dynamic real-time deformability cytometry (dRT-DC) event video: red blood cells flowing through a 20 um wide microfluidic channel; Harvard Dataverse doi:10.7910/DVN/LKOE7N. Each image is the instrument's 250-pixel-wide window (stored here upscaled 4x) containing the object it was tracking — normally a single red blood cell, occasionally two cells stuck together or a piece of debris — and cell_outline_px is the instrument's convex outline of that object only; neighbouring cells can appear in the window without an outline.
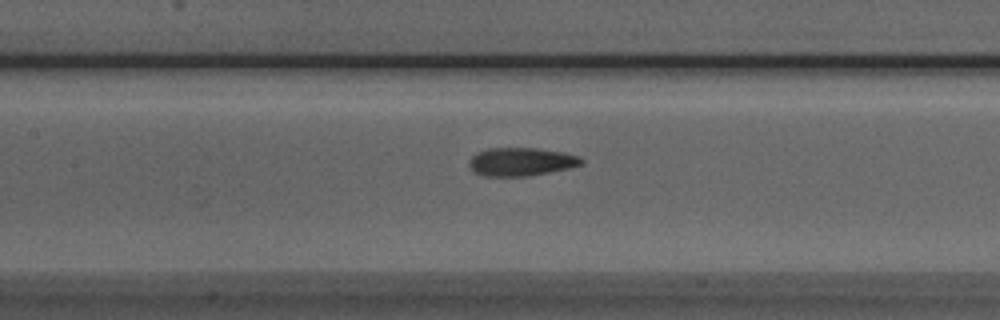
{"species": "Egyptian fruit bat (a non-hibernating species)", "species_latin": "Rousettus aegyptiacus", "temperature_condition": "room temperature", "stored_images_in_passage": 28, "camera_frame_rate_fps": 3000, "um_per_image_px": 0.085, "animal": {"sex": "male"}, "frame": {"image": 1, "passage_image": 9, "time_ms": 2.667, "image_size_px": [1000, 320], "cell_outline_px": [[584, 164], [568, 168], [528, 176], [484, 176], [476, 172], [468, 164], [468, 160], [476, 152], [488, 148], [536, 148], [564, 152], [580, 156], [584, 160]], "centroid_in_image_um": [44.31, 13.74], "position_along_channel_um": 163.1, "area_um2": 18.55}}
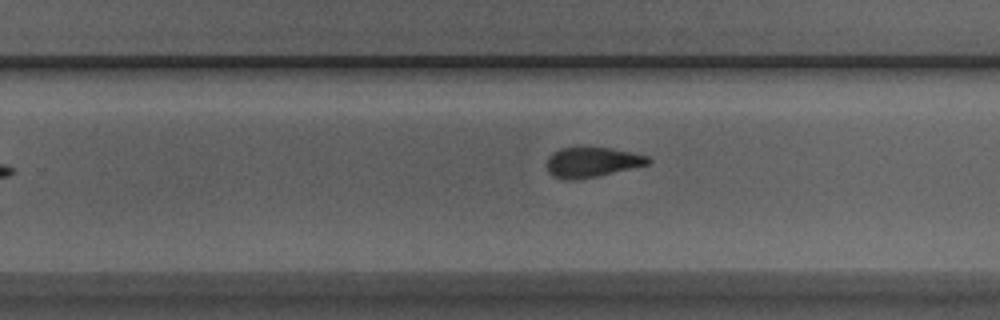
{"frame": {"image": 2, "passage_image": 18, "time_ms": 5.667, "image_size_px": [1000, 320], "cell_outline_px": [[652, 160], [648, 164], [596, 176], [576, 180], [568, 180], [552, 176], [548, 172], [548, 156], [552, 152], [560, 148], [608, 148], [648, 156]], "centroid_in_image_um": [50.28, 13.79], "position_along_channel_um": 279.5, "area_um2": 17.34}}
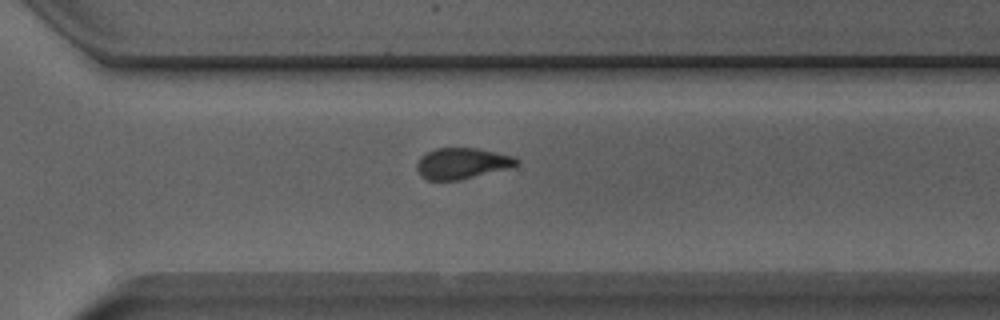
{"frame": {"image": 3, "passage_image": 22, "time_ms": 7.0, "image_size_px": [1000, 320], "cell_outline_px": [[520, 164], [512, 168], [460, 180], [428, 180], [420, 176], [416, 168], [416, 164], [420, 156], [436, 148], [476, 148], [512, 156], [520, 160]], "centroid_in_image_um": [39.28, 13.9], "position_along_channel_um": 331.3, "area_um2": 18.21}}